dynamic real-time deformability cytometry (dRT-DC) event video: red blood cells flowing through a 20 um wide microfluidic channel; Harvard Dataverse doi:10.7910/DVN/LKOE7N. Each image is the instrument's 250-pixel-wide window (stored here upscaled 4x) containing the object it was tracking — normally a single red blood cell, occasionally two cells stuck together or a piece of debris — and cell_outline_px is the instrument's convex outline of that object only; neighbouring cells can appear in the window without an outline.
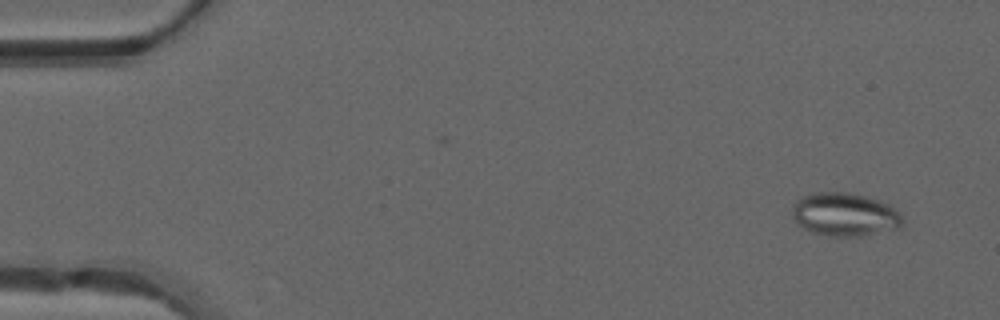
{"species": "common noctule bat (a hibernating species)", "species_latin": "Nyctalus noctula", "temperature_condition": "warm", "stored_images_in_passage": 49, "camera_frame_rate_fps": 3000, "um_per_image_px": 0.085, "animal": {"sex": "male", "forearm_length_mm": 52.5}, "frame": {"image": 1, "passage_image": 3, "time_ms": 0.667, "image_size_px": [1000, 320], "cell_outline_px": [[904, 224], [900, 228], [864, 236], [832, 236], [812, 232], [796, 224], [792, 216], [792, 204], [796, 200], [812, 192], [848, 192], [868, 196], [888, 204], [904, 220]], "centroid_in_image_um": [71.78, 18.23], "position_along_channel_um": 13.2, "area_um2": 28.09}}
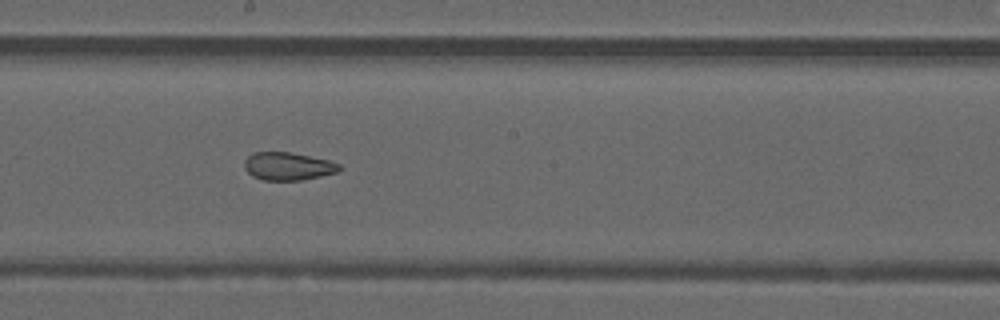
{"frame": {"image": 2, "passage_image": 27, "time_ms": 8.667, "image_size_px": [1000, 320], "cell_outline_px": [[340, 168], [336, 172], [320, 176], [300, 180], [264, 180], [252, 176], [244, 168], [244, 160], [252, 152], [288, 152], [328, 160], [340, 164]], "centroid_in_image_um": [24.43, 14.13], "position_along_channel_um": 223.8, "area_um2": 15.26}}
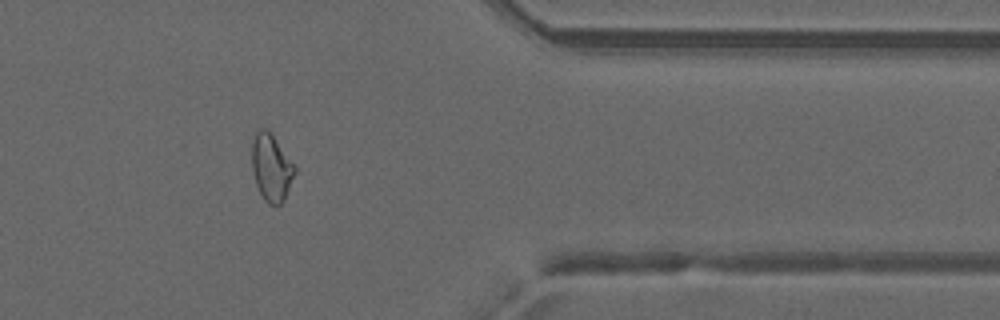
{"frame": {"image": 3, "passage_image": 40, "time_ms": 13.0, "image_size_px": [1000, 320], "cell_outline_px": [[296, 172], [284, 200], [280, 204], [268, 204], [264, 200], [256, 184], [252, 168], [252, 140], [256, 132], [260, 128], [268, 128], [296, 168]], "centroid_in_image_um": [23.05, 14.22], "position_along_channel_um": 388.3, "area_um2": 16.65}, "authors_computed_cell_mechanics": {"area_um2": 19.5942, "velocity_mm_per_s": 4.2002, "shape_relaxation_time_tau1_ms": null, "shape_relaxation_time_tau2_ms": 1.3632, "deformation_change_tau1": null, "deformation_change_tau2": 0.083}}